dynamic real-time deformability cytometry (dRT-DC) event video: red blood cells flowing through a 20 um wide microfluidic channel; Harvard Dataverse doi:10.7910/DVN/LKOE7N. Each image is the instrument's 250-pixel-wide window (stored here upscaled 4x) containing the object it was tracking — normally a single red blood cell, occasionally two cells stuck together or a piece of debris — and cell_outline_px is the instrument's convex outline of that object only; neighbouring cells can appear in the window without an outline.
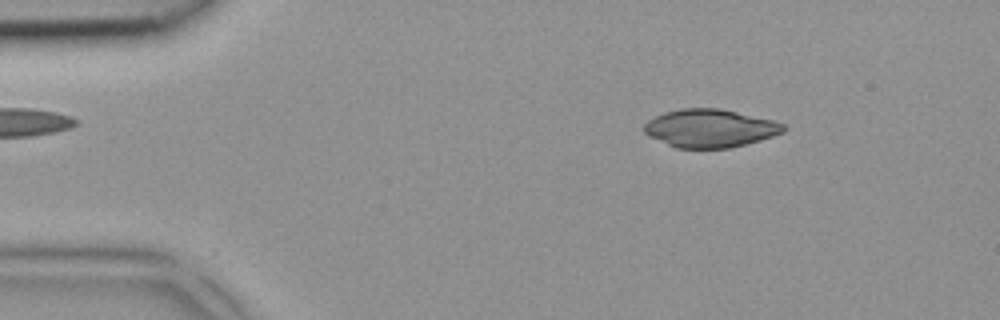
{"species": "common noctule bat (a hibernating species)", "species_latin": "Nyctalus noctula", "temperature_condition": "room temperature", "stored_images_in_passage": 4, "camera_frame_rate_fps": 3000, "um_per_image_px": 0.085, "animal": {"sex": "female", "body_mass_g": 18.4}, "frame": {"image": 1, "passage_image": 2, "time_ms": 0.333, "image_size_px": [1000, 320], "cell_outline_px": [[784, 132], [760, 140], [728, 148], [676, 148], [648, 136], [640, 128], [648, 120], [664, 112], [680, 108], [720, 108], [776, 120], [784, 124]], "centroid_in_image_um": [60.32, 10.89], "position_along_channel_um": 24.7, "area_um2": 31.15}}